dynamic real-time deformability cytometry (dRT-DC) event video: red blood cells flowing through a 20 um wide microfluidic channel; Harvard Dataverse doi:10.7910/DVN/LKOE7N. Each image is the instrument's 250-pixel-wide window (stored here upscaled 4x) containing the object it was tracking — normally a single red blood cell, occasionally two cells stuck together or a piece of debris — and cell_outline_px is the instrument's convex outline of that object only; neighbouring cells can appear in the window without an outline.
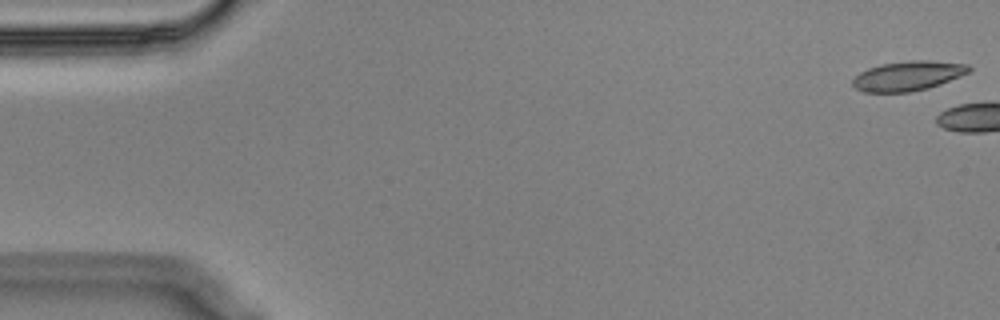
{"species": "Egyptian fruit bat (a non-hibernating species)", "species_latin": "Rousettus aegyptiacus", "temperature_condition": "cold", "stored_images_in_passage": 8, "camera_frame_rate_fps": 3000, "um_per_image_px": 0.085, "animal": {"sex": "male"}, "frame": {"image": 1, "passage_image": 1, "time_ms": 0.0, "image_size_px": [1000, 320], "cell_outline_px": [[972, 68], [968, 72], [960, 76], [940, 84], [928, 88], [908, 92], [864, 92], [856, 88], [852, 84], [852, 80], [860, 72], [868, 68], [880, 64], [912, 60], [928, 60], [968, 64]], "centroid_in_image_um": [77.17, 6.44], "position_along_channel_um": 7.8, "area_um2": 20.0}}